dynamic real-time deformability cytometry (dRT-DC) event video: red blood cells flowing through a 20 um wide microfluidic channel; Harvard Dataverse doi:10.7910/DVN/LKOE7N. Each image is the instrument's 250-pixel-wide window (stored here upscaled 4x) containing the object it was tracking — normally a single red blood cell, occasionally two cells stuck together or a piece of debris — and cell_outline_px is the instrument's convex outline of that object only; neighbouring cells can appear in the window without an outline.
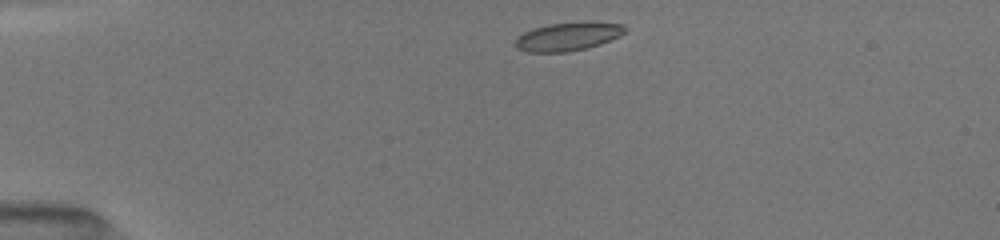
{"species": "common noctule bat (a hibernating species)", "species_latin": "Nyctalus noctula", "temperature_condition": "room temperature", "stored_images_in_passage": 3, "camera_frame_rate_fps": 3000, "um_per_image_px": 0.085, "animal": {"sex": "female", "body_mass_g": 19.5, "forearm_length_mm": 54.1}, "frame": {"image": 1, "passage_image": 1, "time_ms": 0.0, "image_size_px": [1000, 240], "cell_outline_px": [[624, 32], [620, 36], [600, 44], [568, 52], [528, 52], [516, 48], [516, 40], [524, 32], [532, 28], [548, 24], [584, 20], [592, 20], [624, 24]], "centroid_in_image_um": [48.31, 3.07], "position_along_channel_um": 36.7, "area_um2": 18.44}}